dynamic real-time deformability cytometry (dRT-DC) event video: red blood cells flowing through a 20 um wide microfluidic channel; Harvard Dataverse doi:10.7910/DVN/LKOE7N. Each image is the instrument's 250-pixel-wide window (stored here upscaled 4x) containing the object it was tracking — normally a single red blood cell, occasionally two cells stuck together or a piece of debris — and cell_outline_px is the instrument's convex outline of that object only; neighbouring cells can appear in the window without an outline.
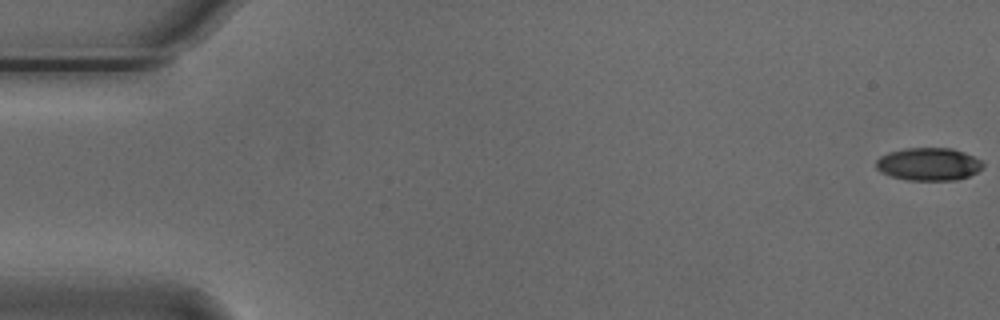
{"species": "Egyptian fruit bat (a non-hibernating species)", "species_latin": "Rousettus aegyptiacus", "temperature_condition": "cold", "stored_images_in_passage": 56, "camera_frame_rate_fps": 3000, "um_per_image_px": 0.085, "animal": {"sex": "male"}, "frame": {"image": 1, "passage_image": 1, "time_ms": 0.0, "image_size_px": [1000, 320], "cell_outline_px": [[984, 164], [976, 172], [968, 176], [956, 180], [908, 180], [892, 176], [880, 172], [876, 168], [876, 160], [880, 156], [888, 152], [904, 148], [952, 148], [964, 152], [980, 160]], "centroid_in_image_um": [78.9, 13.94], "position_along_channel_um": 6.1, "area_um2": 20.35}}
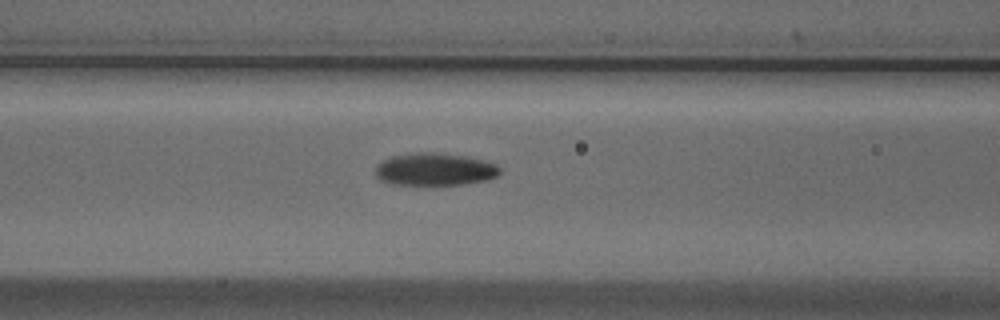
{"frame": {"image": 2, "passage_image": 23, "time_ms": 7.333, "image_size_px": [1000, 320], "cell_outline_px": [[500, 172], [496, 176], [488, 180], [464, 184], [392, 184], [380, 180], [376, 176], [376, 168], [384, 160], [392, 156], [416, 152], [428, 152], [464, 156], [484, 160], [496, 164], [500, 168]], "centroid_in_image_um": [36.98, 14.39], "position_along_channel_um": 129.6, "area_um2": 23.29}}
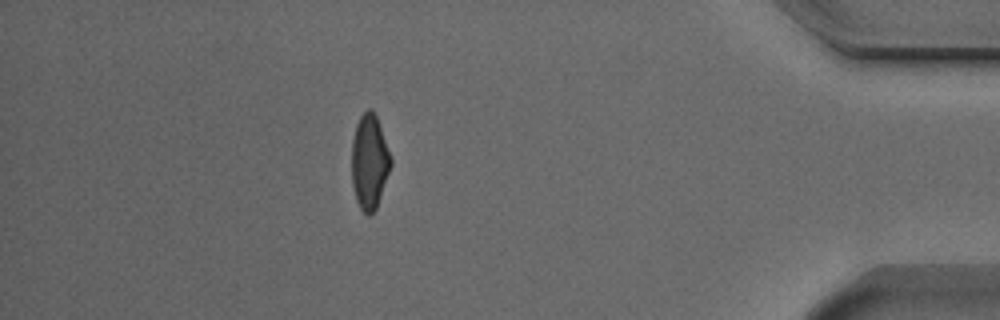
{"frame": {"image": 3, "passage_image": 49, "time_ms": 16.0, "image_size_px": [1000, 320], "cell_outline_px": [[392, 164], [376, 208], [368, 216], [360, 208], [356, 200], [352, 184], [352, 140], [356, 124], [360, 116], [368, 108], [372, 108], [376, 116], [392, 156]], "centroid_in_image_um": [31.41, 13.73], "position_along_channel_um": 403.8, "area_um2": 21.62}, "authors_computed_cell_mechanics": {"area_um2": 22.2819, "velocity_mm_per_s": 3.7256, "shape_relaxation_time_tau1_ms": 3.6937, "shape_relaxation_time_tau2_ms": 2.6051, "deformation_change_tau1": 0.1542, "deformation_change_tau2": 0.0874}}